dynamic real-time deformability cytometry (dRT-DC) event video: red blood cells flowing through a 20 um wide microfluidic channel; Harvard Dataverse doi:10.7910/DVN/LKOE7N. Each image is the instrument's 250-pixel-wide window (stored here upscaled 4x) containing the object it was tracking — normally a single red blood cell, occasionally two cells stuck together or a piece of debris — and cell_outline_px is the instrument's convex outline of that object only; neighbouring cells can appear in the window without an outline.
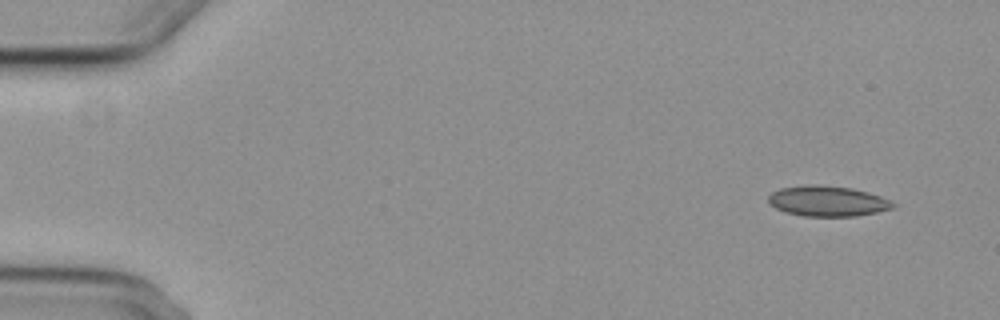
{"species": "common noctule bat (a hibernating species)", "species_latin": "Nyctalus noctula", "temperature_condition": "cold", "stored_images_in_passage": 5, "camera_frame_rate_fps": 3000, "um_per_image_px": 0.085, "animal": {"sex": "female", "body_mass_g": 29.2, "forearm_length_mm": 56.3}, "frame": {"image": 1, "passage_image": 1, "time_ms": 0.0, "image_size_px": [1000, 320], "cell_outline_px": [[896, 208], [856, 216], [804, 216], [784, 212], [776, 208], [768, 200], [768, 196], [772, 192], [780, 188], [804, 184], [816, 184], [852, 188], [868, 192], [880, 196], [896, 204]], "centroid_in_image_um": [70.34, 17.09], "position_along_channel_um": 14.7, "area_um2": 22.2}}
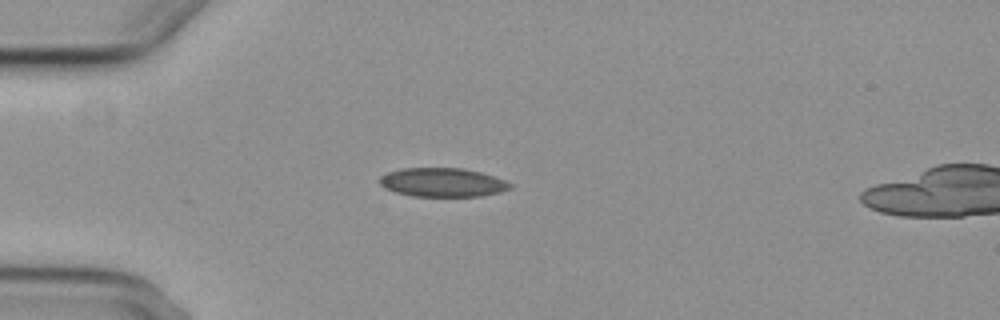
{"frame": {"image": 2, "passage_image": 4, "time_ms": 3.667, "image_size_px": [1000, 320], "cell_outline_px": [[512, 188], [500, 192], [480, 196], [412, 196], [396, 192], [384, 188], [380, 184], [380, 176], [388, 172], [400, 168], [464, 168], [480, 172], [504, 180], [512, 184]], "centroid_in_image_um": [37.6, 15.5], "position_along_channel_um": 47.4, "area_um2": 21.91}}